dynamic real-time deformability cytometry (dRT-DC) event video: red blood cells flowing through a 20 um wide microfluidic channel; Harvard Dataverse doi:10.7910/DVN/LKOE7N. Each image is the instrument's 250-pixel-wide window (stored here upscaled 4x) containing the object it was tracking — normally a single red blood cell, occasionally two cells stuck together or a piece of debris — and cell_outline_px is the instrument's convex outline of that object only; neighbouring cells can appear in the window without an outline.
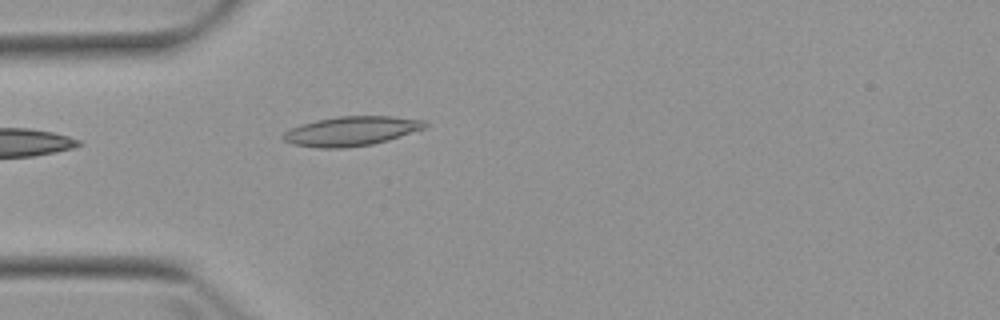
{"species": "Egyptian fruit bat (a non-hibernating species)", "species_latin": "Rousettus aegyptiacus", "temperature_condition": "warm", "stored_images_in_passage": 1, "camera_frame_rate_fps": 3000, "um_per_image_px": 0.085, "animal": {"sex": "female"}, "frame": {"image": 1, "passage_image": 1, "time_ms": 0.0, "image_size_px": [1000, 320], "cell_outline_px": [[428, 124], [424, 128], [388, 140], [372, 144], [344, 148], [320, 148], [292, 144], [284, 140], [280, 136], [284, 132], [300, 124], [316, 120], [336, 116], [392, 116], [424, 120]], "centroid_in_image_um": [29.83, 11.14], "position_along_channel_um": 55.2, "area_um2": 24.28}}